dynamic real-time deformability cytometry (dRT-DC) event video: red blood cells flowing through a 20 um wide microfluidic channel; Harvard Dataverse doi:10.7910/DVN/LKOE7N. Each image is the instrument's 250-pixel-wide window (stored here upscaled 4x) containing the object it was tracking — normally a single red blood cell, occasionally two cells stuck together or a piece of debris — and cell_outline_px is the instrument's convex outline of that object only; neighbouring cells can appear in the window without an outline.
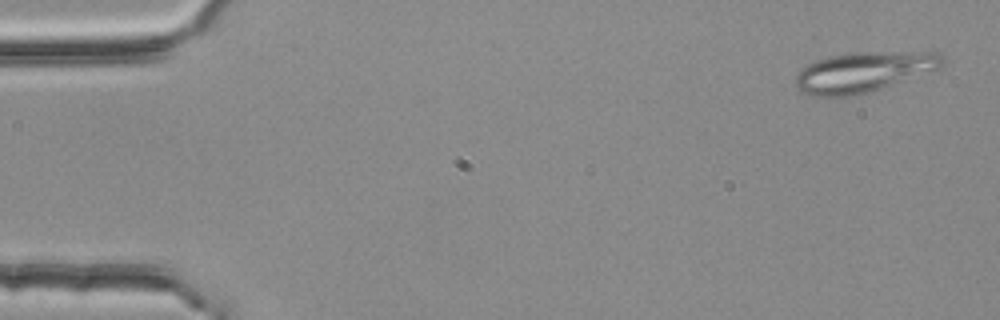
{"species": "common noctule bat (a hibernating species)", "species_latin": "Nyctalus noctula", "temperature_condition": "room temperature", "stored_images_in_passage": 3, "camera_frame_rate_fps": 3000, "um_per_image_px": 0.085, "animal": {"sex": "female", "body_mass_g": 25.1}, "frame": {"image": 1, "passage_image": 1, "time_ms": 0.0, "image_size_px": [1000, 320], "cell_outline_px": [[944, 64], [940, 68], [872, 92], [856, 96], [812, 96], [800, 92], [792, 84], [800, 68], [804, 64], [816, 60], [848, 52], [940, 52], [944, 60]], "centroid_in_image_um": [73.35, 6.13], "position_along_channel_um": 11.7, "area_um2": 35.03}}